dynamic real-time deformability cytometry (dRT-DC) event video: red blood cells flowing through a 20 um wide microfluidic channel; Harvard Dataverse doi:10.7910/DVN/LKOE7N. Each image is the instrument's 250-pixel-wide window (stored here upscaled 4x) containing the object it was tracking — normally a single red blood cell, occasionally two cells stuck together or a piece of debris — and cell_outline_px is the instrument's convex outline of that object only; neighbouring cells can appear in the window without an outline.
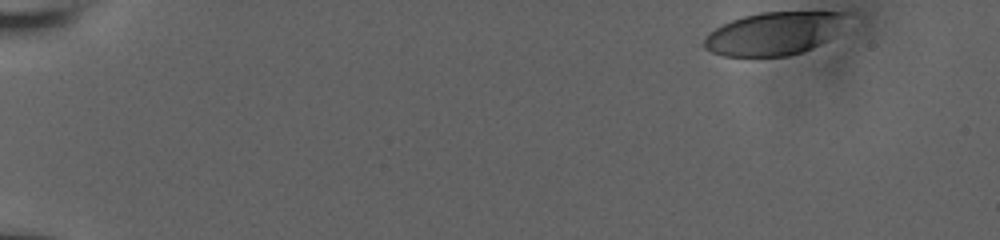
{"species": "human", "species_latin": "Homo sapiens", "temperature_condition": "room temperature", "stored_images_in_passage": 43, "camera_frame_rate_fps": 3000, "um_per_image_px": 0.085, "donor": {"sex": "male"}, "frame": {"image": 1, "passage_image": 1, "time_ms": 0.0, "image_size_px": [1000, 240], "cell_outline_px": [[852, 12], [832, 36], [828, 40], [820, 44], [800, 52], [788, 56], [724, 56], [712, 52], [704, 48], [700, 44], [708, 32], [732, 20], [744, 16], [760, 12]], "centroid_in_image_um": [65.74, 2.84], "position_along_channel_um": 19.3, "area_um2": 35.55}}
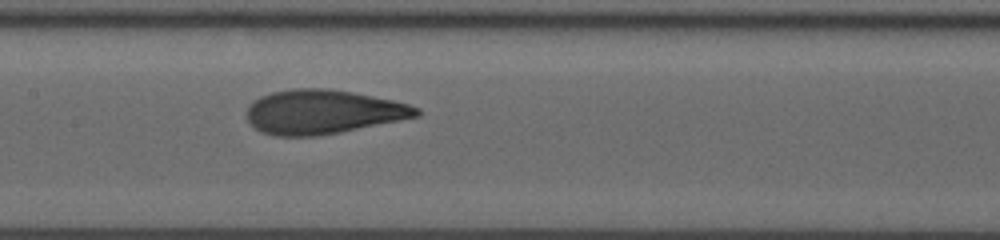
{"frame": {"image": 2, "passage_image": 25, "time_ms": 8.0, "image_size_px": [1000, 240], "cell_outline_px": [[420, 116], [340, 132], [316, 136], [276, 136], [260, 132], [248, 120], [248, 108], [252, 100], [260, 96], [272, 92], [292, 88], [328, 88], [352, 92], [392, 100], [408, 104], [420, 108]], "centroid_in_image_um": [27.44, 9.5], "position_along_channel_um": 180.0, "area_um2": 43.58}}
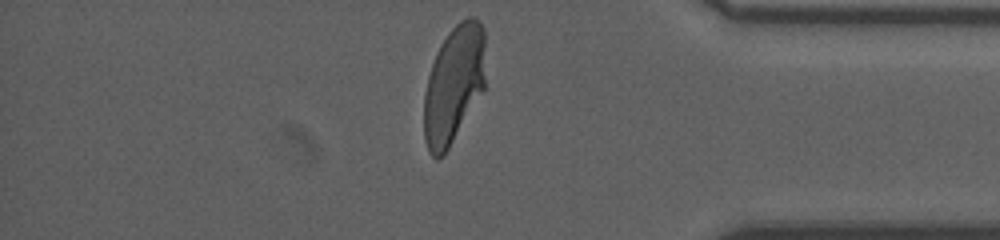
{"frame": {"image": 3, "passage_image": 43, "time_ms": 14.0, "image_size_px": [1000, 240], "cell_outline_px": [[484, 88], [444, 156], [436, 160], [428, 152], [424, 140], [424, 92], [428, 76], [436, 52], [440, 44], [448, 32], [460, 20], [468, 16], [472, 16], [480, 20], [484, 28]], "centroid_in_image_um": [38.55, 7.18], "position_along_channel_um": 396.7, "area_um2": 42.43}, "authors_computed_cell_mechanics": {"area_um2": 42.8298, "velocity_mm_per_s": 3.9249, "shape_relaxation_time_tau1_ms": 4.3523, "shape_relaxation_time_tau2_ms": 0.803, "deformation_change_tau1": 0.1984, "deformation_change_tau2": 0.0768}}